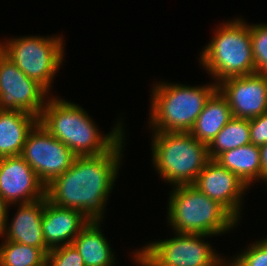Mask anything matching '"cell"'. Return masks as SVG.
I'll list each match as a JSON object with an SVG mask.
<instances>
[{
    "label": "cell",
    "instance_id": "6da1fadb",
    "mask_svg": "<svg viewBox=\"0 0 267 266\" xmlns=\"http://www.w3.org/2000/svg\"><path fill=\"white\" fill-rule=\"evenodd\" d=\"M126 134L106 153L77 156L71 167L45 187V197L59 207L80 211L89 221L104 220L124 157Z\"/></svg>",
    "mask_w": 267,
    "mask_h": 266
},
{
    "label": "cell",
    "instance_id": "7a4b0ae2",
    "mask_svg": "<svg viewBox=\"0 0 267 266\" xmlns=\"http://www.w3.org/2000/svg\"><path fill=\"white\" fill-rule=\"evenodd\" d=\"M60 98L52 94L48 97L38 121L76 156L104 154L126 134L121 118L103 134L82 106Z\"/></svg>",
    "mask_w": 267,
    "mask_h": 266
},
{
    "label": "cell",
    "instance_id": "3957f363",
    "mask_svg": "<svg viewBox=\"0 0 267 266\" xmlns=\"http://www.w3.org/2000/svg\"><path fill=\"white\" fill-rule=\"evenodd\" d=\"M152 86L148 118L152 132H191L207 100L218 89L215 82L188 86L156 81Z\"/></svg>",
    "mask_w": 267,
    "mask_h": 266
},
{
    "label": "cell",
    "instance_id": "277c9868",
    "mask_svg": "<svg viewBox=\"0 0 267 266\" xmlns=\"http://www.w3.org/2000/svg\"><path fill=\"white\" fill-rule=\"evenodd\" d=\"M199 56L200 66L217 85L228 78L256 73L248 22L237 17L219 24Z\"/></svg>",
    "mask_w": 267,
    "mask_h": 266
},
{
    "label": "cell",
    "instance_id": "5b68a950",
    "mask_svg": "<svg viewBox=\"0 0 267 266\" xmlns=\"http://www.w3.org/2000/svg\"><path fill=\"white\" fill-rule=\"evenodd\" d=\"M172 188L166 218L175 233L221 236L238 226L239 222L222 205L192 184Z\"/></svg>",
    "mask_w": 267,
    "mask_h": 266
},
{
    "label": "cell",
    "instance_id": "8992f818",
    "mask_svg": "<svg viewBox=\"0 0 267 266\" xmlns=\"http://www.w3.org/2000/svg\"><path fill=\"white\" fill-rule=\"evenodd\" d=\"M152 135V165L171 187L193 184L211 160L208 145L190 132H152Z\"/></svg>",
    "mask_w": 267,
    "mask_h": 266
},
{
    "label": "cell",
    "instance_id": "52a82bcc",
    "mask_svg": "<svg viewBox=\"0 0 267 266\" xmlns=\"http://www.w3.org/2000/svg\"><path fill=\"white\" fill-rule=\"evenodd\" d=\"M53 35L16 36L0 42V51L49 94L56 73L63 64L66 44L62 35Z\"/></svg>",
    "mask_w": 267,
    "mask_h": 266
},
{
    "label": "cell",
    "instance_id": "ba28073f",
    "mask_svg": "<svg viewBox=\"0 0 267 266\" xmlns=\"http://www.w3.org/2000/svg\"><path fill=\"white\" fill-rule=\"evenodd\" d=\"M173 234L172 238L148 242L135 249L132 260L138 266H226V257L205 241L213 235Z\"/></svg>",
    "mask_w": 267,
    "mask_h": 266
},
{
    "label": "cell",
    "instance_id": "9c48e42d",
    "mask_svg": "<svg viewBox=\"0 0 267 266\" xmlns=\"http://www.w3.org/2000/svg\"><path fill=\"white\" fill-rule=\"evenodd\" d=\"M21 156L45 186L70 168L77 157L39 121L29 131Z\"/></svg>",
    "mask_w": 267,
    "mask_h": 266
},
{
    "label": "cell",
    "instance_id": "30bf717a",
    "mask_svg": "<svg viewBox=\"0 0 267 266\" xmlns=\"http://www.w3.org/2000/svg\"><path fill=\"white\" fill-rule=\"evenodd\" d=\"M50 95L0 51V110H17L38 119Z\"/></svg>",
    "mask_w": 267,
    "mask_h": 266
},
{
    "label": "cell",
    "instance_id": "8fae6325",
    "mask_svg": "<svg viewBox=\"0 0 267 266\" xmlns=\"http://www.w3.org/2000/svg\"><path fill=\"white\" fill-rule=\"evenodd\" d=\"M192 185L222 205L240 222L245 198L243 196L249 187L237 175L215 160H210Z\"/></svg>",
    "mask_w": 267,
    "mask_h": 266
},
{
    "label": "cell",
    "instance_id": "7c38bea8",
    "mask_svg": "<svg viewBox=\"0 0 267 266\" xmlns=\"http://www.w3.org/2000/svg\"><path fill=\"white\" fill-rule=\"evenodd\" d=\"M232 115L252 119L267 113V74L254 73L228 78L218 84Z\"/></svg>",
    "mask_w": 267,
    "mask_h": 266
},
{
    "label": "cell",
    "instance_id": "4fadbf2b",
    "mask_svg": "<svg viewBox=\"0 0 267 266\" xmlns=\"http://www.w3.org/2000/svg\"><path fill=\"white\" fill-rule=\"evenodd\" d=\"M45 187L21 155L0 158V196L9 206L45 198Z\"/></svg>",
    "mask_w": 267,
    "mask_h": 266
},
{
    "label": "cell",
    "instance_id": "5bb4252c",
    "mask_svg": "<svg viewBox=\"0 0 267 266\" xmlns=\"http://www.w3.org/2000/svg\"><path fill=\"white\" fill-rule=\"evenodd\" d=\"M45 205V198L25 204H15L16 214L9 222V206L7 219L3 229L0 231V238L7 241L18 242L36 248H48L42 231V215ZM10 223V224H9ZM4 237V238H3Z\"/></svg>",
    "mask_w": 267,
    "mask_h": 266
},
{
    "label": "cell",
    "instance_id": "9a60e30c",
    "mask_svg": "<svg viewBox=\"0 0 267 266\" xmlns=\"http://www.w3.org/2000/svg\"><path fill=\"white\" fill-rule=\"evenodd\" d=\"M90 221L78 210L59 207L45 197L42 231L45 245L51 250L72 244Z\"/></svg>",
    "mask_w": 267,
    "mask_h": 266
},
{
    "label": "cell",
    "instance_id": "2e32d148",
    "mask_svg": "<svg viewBox=\"0 0 267 266\" xmlns=\"http://www.w3.org/2000/svg\"><path fill=\"white\" fill-rule=\"evenodd\" d=\"M38 118L17 110H0V158L21 155Z\"/></svg>",
    "mask_w": 267,
    "mask_h": 266
},
{
    "label": "cell",
    "instance_id": "e0dca14e",
    "mask_svg": "<svg viewBox=\"0 0 267 266\" xmlns=\"http://www.w3.org/2000/svg\"><path fill=\"white\" fill-rule=\"evenodd\" d=\"M101 221H90L74 238L72 244L82 256L85 266H114L115 253L102 233Z\"/></svg>",
    "mask_w": 267,
    "mask_h": 266
},
{
    "label": "cell",
    "instance_id": "ac0fdd59",
    "mask_svg": "<svg viewBox=\"0 0 267 266\" xmlns=\"http://www.w3.org/2000/svg\"><path fill=\"white\" fill-rule=\"evenodd\" d=\"M232 117L228 100L217 89L207 100L190 133L199 142L209 145Z\"/></svg>",
    "mask_w": 267,
    "mask_h": 266
},
{
    "label": "cell",
    "instance_id": "d6986e66",
    "mask_svg": "<svg viewBox=\"0 0 267 266\" xmlns=\"http://www.w3.org/2000/svg\"><path fill=\"white\" fill-rule=\"evenodd\" d=\"M215 161L237 175L249 188L261 181V155L258 146L246 144L224 151Z\"/></svg>",
    "mask_w": 267,
    "mask_h": 266
},
{
    "label": "cell",
    "instance_id": "ffe728a7",
    "mask_svg": "<svg viewBox=\"0 0 267 266\" xmlns=\"http://www.w3.org/2000/svg\"><path fill=\"white\" fill-rule=\"evenodd\" d=\"M251 144L249 119L232 117L208 145V154L215 160L224 151Z\"/></svg>",
    "mask_w": 267,
    "mask_h": 266
},
{
    "label": "cell",
    "instance_id": "44dd1931",
    "mask_svg": "<svg viewBox=\"0 0 267 266\" xmlns=\"http://www.w3.org/2000/svg\"><path fill=\"white\" fill-rule=\"evenodd\" d=\"M49 251V248L4 240L0 244V266H42Z\"/></svg>",
    "mask_w": 267,
    "mask_h": 266
},
{
    "label": "cell",
    "instance_id": "7402d4cb",
    "mask_svg": "<svg viewBox=\"0 0 267 266\" xmlns=\"http://www.w3.org/2000/svg\"><path fill=\"white\" fill-rule=\"evenodd\" d=\"M246 247L234 258L227 260L226 266H267V241L264 238Z\"/></svg>",
    "mask_w": 267,
    "mask_h": 266
},
{
    "label": "cell",
    "instance_id": "603a6c76",
    "mask_svg": "<svg viewBox=\"0 0 267 266\" xmlns=\"http://www.w3.org/2000/svg\"><path fill=\"white\" fill-rule=\"evenodd\" d=\"M249 26L256 72L267 74V24Z\"/></svg>",
    "mask_w": 267,
    "mask_h": 266
},
{
    "label": "cell",
    "instance_id": "cb8c5ba5",
    "mask_svg": "<svg viewBox=\"0 0 267 266\" xmlns=\"http://www.w3.org/2000/svg\"><path fill=\"white\" fill-rule=\"evenodd\" d=\"M48 266H85L82 256L73 244L51 249L47 254Z\"/></svg>",
    "mask_w": 267,
    "mask_h": 266
},
{
    "label": "cell",
    "instance_id": "d4e9b609",
    "mask_svg": "<svg viewBox=\"0 0 267 266\" xmlns=\"http://www.w3.org/2000/svg\"><path fill=\"white\" fill-rule=\"evenodd\" d=\"M251 144L261 147L267 143V113L249 119Z\"/></svg>",
    "mask_w": 267,
    "mask_h": 266
},
{
    "label": "cell",
    "instance_id": "484cf974",
    "mask_svg": "<svg viewBox=\"0 0 267 266\" xmlns=\"http://www.w3.org/2000/svg\"><path fill=\"white\" fill-rule=\"evenodd\" d=\"M260 148L261 155V182L267 185V143Z\"/></svg>",
    "mask_w": 267,
    "mask_h": 266
},
{
    "label": "cell",
    "instance_id": "4316f807",
    "mask_svg": "<svg viewBox=\"0 0 267 266\" xmlns=\"http://www.w3.org/2000/svg\"><path fill=\"white\" fill-rule=\"evenodd\" d=\"M9 205L6 201L0 196V231L3 229L6 219H7V211Z\"/></svg>",
    "mask_w": 267,
    "mask_h": 266
}]
</instances>
